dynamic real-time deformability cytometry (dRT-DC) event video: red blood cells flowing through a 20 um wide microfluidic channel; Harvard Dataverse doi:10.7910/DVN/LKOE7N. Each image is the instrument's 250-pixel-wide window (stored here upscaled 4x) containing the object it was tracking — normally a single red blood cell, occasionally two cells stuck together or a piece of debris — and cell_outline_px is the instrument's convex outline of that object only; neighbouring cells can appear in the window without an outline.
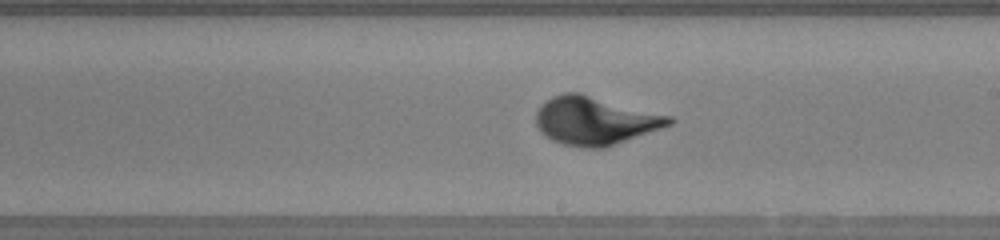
{"species": "human", "species_latin": "Homo sapiens", "temperature_condition": "warm", "stored_images_in_passage": 47, "camera_frame_rate_fps": 3000, "um_per_image_px": 0.085, "donor": {"sex": "female"}, "frame": {"image": 1, "passage_image": 26, "time_ms": 8.333, "image_size_px": [1000, 240], "cell_outline_px": [[676, 120], [672, 124], [604, 148], [580, 148], [564, 144], [552, 140], [544, 136], [540, 132], [536, 124], [536, 112], [552, 96], [564, 92], [580, 92], [672, 116]], "centroid_in_image_um": [50.58, 10.26], "position_along_channel_um": 238.4, "area_um2": 37.4}}
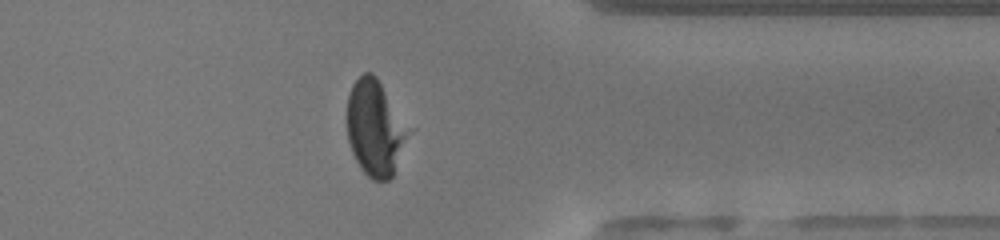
{"frame": {"image": 2, "passage_image": 37, "time_ms": 12.0, "image_size_px": [1000, 240], "cell_outline_px": [[408, 132], [392, 176], [388, 180], [372, 180], [360, 168], [352, 152], [348, 140], [348, 96], [352, 84], [364, 72], [372, 72], [376, 76]], "centroid_in_image_um": [31.81, 10.9], "position_along_channel_um": 379.6, "area_um2": 32.6}}
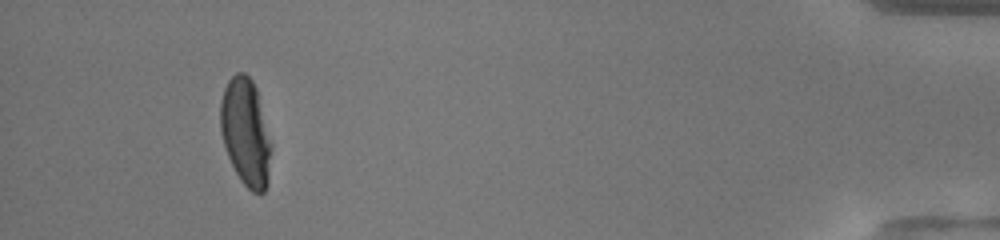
{"frame": {"image": 3, "passage_image": 44, "time_ms": 14.333, "image_size_px": [1000, 240], "cell_outline_px": [[272, 148], [268, 184], [264, 192], [252, 192], [240, 180], [228, 156], [220, 132], [220, 104], [224, 88], [228, 80], [236, 72], [244, 72], [252, 80], [256, 88], [272, 144]], "centroid_in_image_um": [20.89, 11.24], "position_along_channel_um": 414.3, "area_um2": 31.91}}